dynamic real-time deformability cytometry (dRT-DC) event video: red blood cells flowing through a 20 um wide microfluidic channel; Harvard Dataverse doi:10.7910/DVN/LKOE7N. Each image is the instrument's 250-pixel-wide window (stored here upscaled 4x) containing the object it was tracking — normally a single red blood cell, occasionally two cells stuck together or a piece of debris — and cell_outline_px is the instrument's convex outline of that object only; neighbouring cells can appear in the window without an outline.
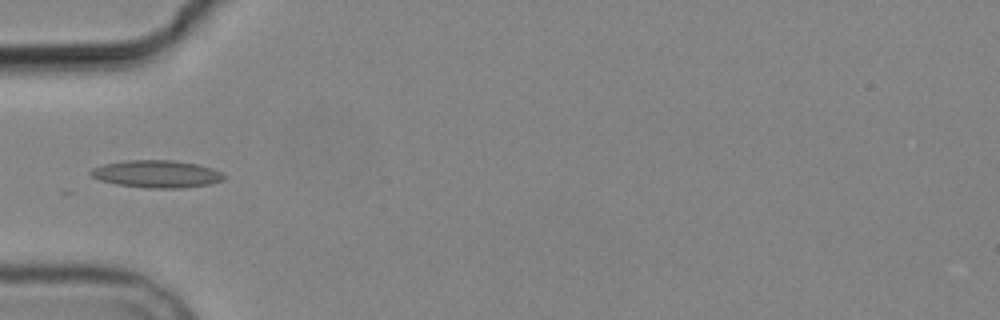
{"species": "common noctule bat (a hibernating species)", "species_latin": "Nyctalus noctula", "temperature_condition": "cold", "stored_images_in_passage": 5, "camera_frame_rate_fps": 3000, "um_per_image_px": 0.085, "animal": {"sex": "male", "body_mass_g": 19.2, "forearm_length_mm": 51.8}, "frame": {"image": 1, "passage_image": 5, "time_ms": 4.667, "image_size_px": [1000, 320], "cell_outline_px": [[224, 180], [208, 184], [180, 188], [148, 188], [116, 184], [100, 180], [92, 176], [88, 172], [92, 168], [104, 164], [124, 160], [176, 160], [196, 164], [212, 168], [220, 172], [224, 176]], "centroid_in_image_um": [13.29, 14.78], "position_along_channel_um": 71.7, "area_um2": 21.21}}